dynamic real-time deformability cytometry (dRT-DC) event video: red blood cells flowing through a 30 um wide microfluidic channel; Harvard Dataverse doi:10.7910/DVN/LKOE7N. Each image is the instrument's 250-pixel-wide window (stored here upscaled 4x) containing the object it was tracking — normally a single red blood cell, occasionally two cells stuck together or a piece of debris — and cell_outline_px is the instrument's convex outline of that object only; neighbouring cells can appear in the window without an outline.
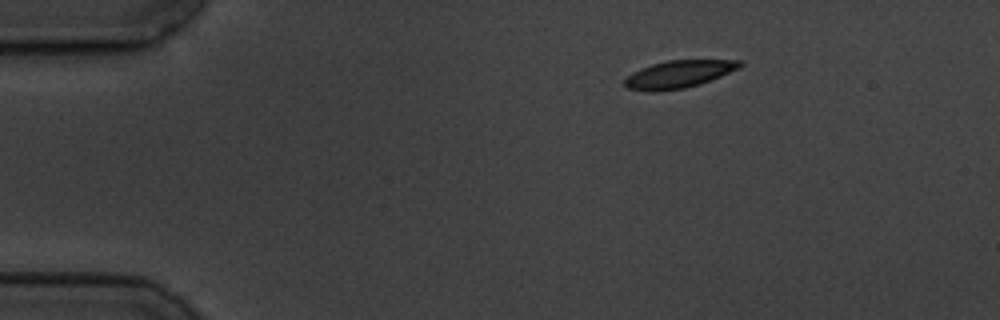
{"species": "common noctule bat (a hibernating species)", "species_latin": "Nyctalus noctula", "temperature_condition": "cold", "stored_images_in_passage": 50, "camera_frame_rate_fps": 3000, "um_per_image_px": 0.085, "animal": {"sex": "male", "body_mass_g": 19.5, "forearm_length_mm": 54.6}, "frame": {"image": 1, "passage_image": 1, "time_ms": 0.0, "image_size_px": [1000, 320], "cell_outline_px": [[744, 64], [740, 68], [700, 84], [684, 88], [652, 92], [628, 88], [624, 84], [624, 80], [632, 72], [640, 68], [652, 64], [668, 60], [744, 60]], "centroid_in_image_um": [57.71, 6.3], "position_along_channel_um": 27.3, "area_um2": 18.44}}
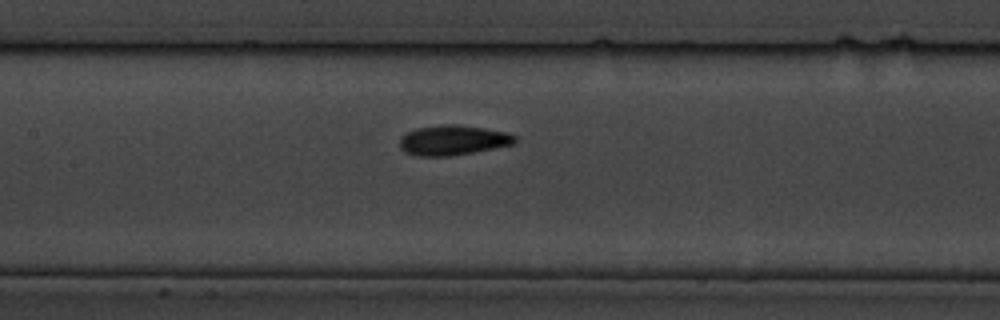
{"frame": {"image": 2, "passage_image": 19, "time_ms": 6.0, "image_size_px": [1000, 320], "cell_outline_px": [[516, 140], [512, 144], [472, 152], [448, 156], [420, 156], [404, 152], [400, 148], [400, 136], [416, 128], [444, 124], [456, 124], [484, 128], [508, 132], [516, 136]], "centroid_in_image_um": [38.47, 11.9], "position_along_channel_um": 168.9, "area_um2": 20.0}}
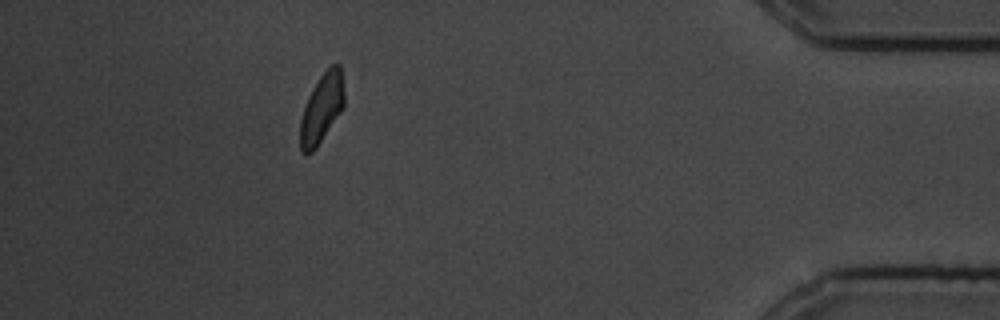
{"frame": {"image": 3, "passage_image": 44, "time_ms": 14.333, "image_size_px": [1000, 320], "cell_outline_px": [[344, 108], [316, 148], [312, 152], [304, 156], [300, 152], [300, 120], [308, 96], [312, 88], [320, 76], [332, 64], [340, 64], [344, 96]], "centroid_in_image_um": [27.33, 9.25], "position_along_channel_um": 407.9, "area_um2": 17.86}, "authors_computed_cell_mechanics": {"area_um2": 18.785, "velocity_mm_per_s": 3.4543, "shape_relaxation_time_tau1_ms": 2.8289, "shape_relaxation_time_tau2_ms": 2.4481, "deformation_change_tau1": 0.1217, "deformation_change_tau2": 0.084}}